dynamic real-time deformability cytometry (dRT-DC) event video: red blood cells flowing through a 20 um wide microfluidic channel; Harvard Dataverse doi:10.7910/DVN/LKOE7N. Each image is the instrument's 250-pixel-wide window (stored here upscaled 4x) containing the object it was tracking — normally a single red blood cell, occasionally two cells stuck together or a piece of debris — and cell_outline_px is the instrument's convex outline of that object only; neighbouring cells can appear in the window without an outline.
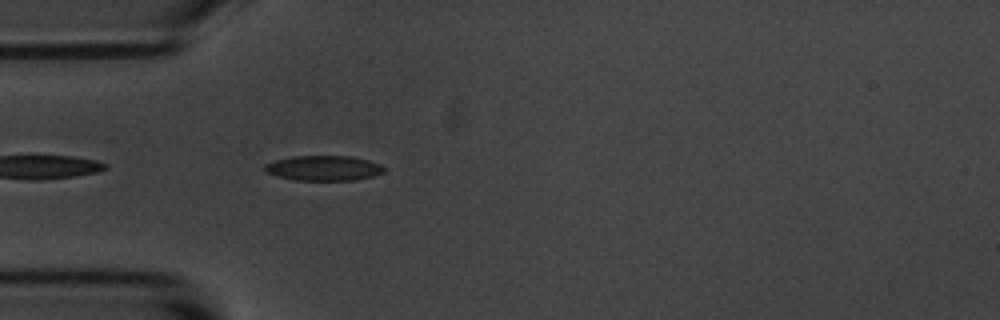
{"species": "common noctule bat (a hibernating species)", "species_latin": "Nyctalus noctula", "temperature_condition": "room temperature", "stored_images_in_passage": 5, "camera_frame_rate_fps": 3000, "um_per_image_px": 0.085, "animal": {"sex": "male", "body_mass_g": 20.1, "forearm_length_mm": 53.5}, "frame": {"image": 1, "passage_image": 2, "time_ms": 0.333, "image_size_px": [1000, 320], "cell_outline_px": [[388, 168], [384, 172], [372, 176], [356, 180], [296, 180], [264, 172], [264, 164], [276, 160], [292, 156], [352, 156], [368, 160], [380, 164]], "centroid_in_image_um": [27.54, 14.28], "position_along_channel_um": 57.5, "area_um2": 17.46}}